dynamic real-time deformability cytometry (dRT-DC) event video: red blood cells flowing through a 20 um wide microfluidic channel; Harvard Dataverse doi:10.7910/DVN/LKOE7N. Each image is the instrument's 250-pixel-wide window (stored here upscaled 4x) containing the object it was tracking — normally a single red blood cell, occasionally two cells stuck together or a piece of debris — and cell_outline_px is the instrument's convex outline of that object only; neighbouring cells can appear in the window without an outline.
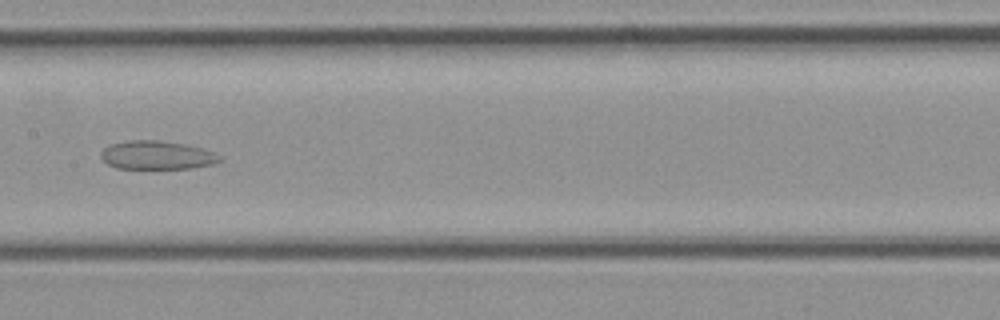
{"species": "common noctule bat (a hibernating species)", "species_latin": "Nyctalus noctula", "temperature_condition": "cold", "stored_images_in_passage": 26, "camera_frame_rate_fps": 3000, "um_per_image_px": 0.085, "animal": {"sex": "female", "body_mass_g": 21.9}, "frame": {"image": 1, "passage_image": 10, "time_ms": 3.0, "image_size_px": [1000, 320], "cell_outline_px": [[224, 160], [216, 164], [192, 168], [116, 168], [108, 164], [100, 156], [100, 152], [108, 144], [128, 140], [160, 140], [188, 144], [204, 148], [216, 152], [224, 156]], "centroid_in_image_um": [13.42, 13.17], "position_along_channel_um": 194.0, "area_um2": 20.29}}
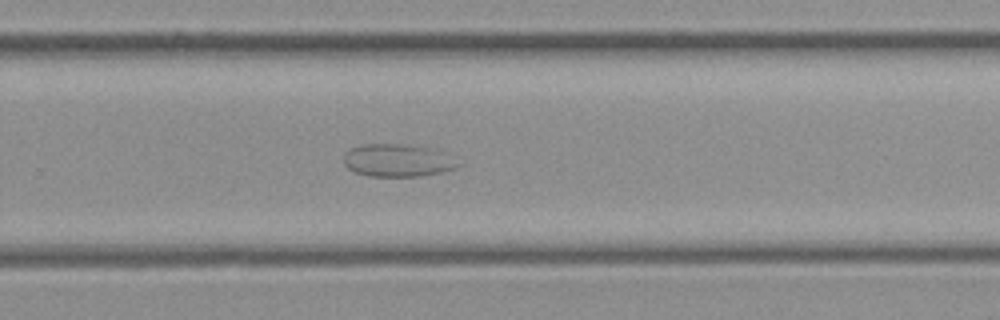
{"frame": {"image": 2, "passage_image": 15, "time_ms": 4.667, "image_size_px": [1000, 320], "cell_outline_px": [[464, 164], [456, 168], [440, 172], [420, 176], [368, 176], [356, 172], [348, 168], [344, 164], [344, 152], [360, 144], [404, 144], [436, 148], [448, 152]], "centroid_in_image_um": [33.88, 13.61], "position_along_channel_um": 295.9, "area_um2": 22.31}}
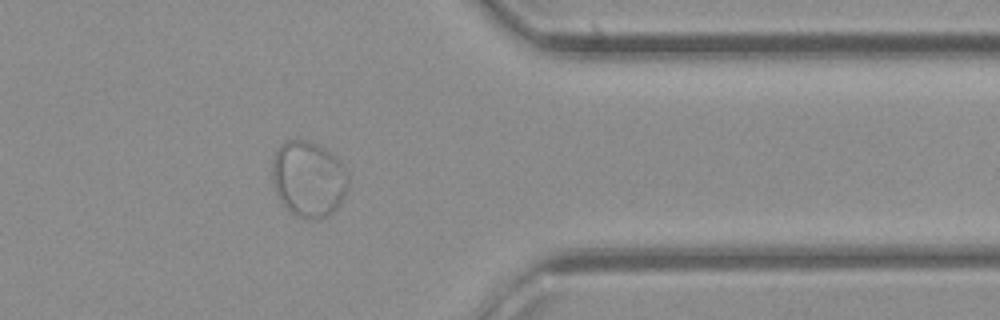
{"frame": {"image": 3, "passage_image": 20, "time_ms": 6.333, "image_size_px": [1000, 320], "cell_outline_px": [[348, 188], [340, 204], [328, 216], [320, 220], [304, 220], [296, 216], [276, 196], [272, 180], [272, 160], [280, 144], [284, 140], [312, 140], [328, 148], [344, 164], [348, 172]], "centroid_in_image_um": [26.24, 15.2], "position_along_channel_um": 385.2, "area_um2": 34.62}}